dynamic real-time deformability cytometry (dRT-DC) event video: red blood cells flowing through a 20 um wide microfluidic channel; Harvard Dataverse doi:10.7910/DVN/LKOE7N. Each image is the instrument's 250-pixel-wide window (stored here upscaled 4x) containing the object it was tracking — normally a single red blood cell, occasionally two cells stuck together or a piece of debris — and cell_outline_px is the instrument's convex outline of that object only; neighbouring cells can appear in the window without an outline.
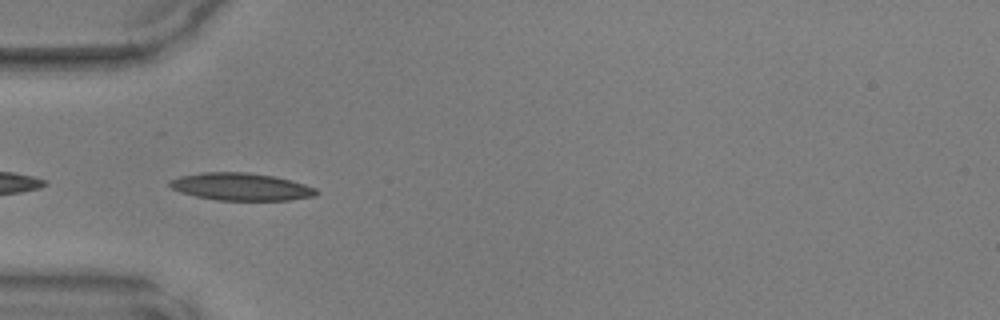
{"species": "common noctule bat (a hibernating species)", "species_latin": "Nyctalus noctula", "temperature_condition": "warm", "stored_images_in_passage": 10, "camera_frame_rate_fps": 3000, "um_per_image_px": 0.085, "animal": {"sex": "male", "body_mass_g": 17.9, "forearm_length_mm": 54.2}, "frame": {"image": 1, "passage_image": 7, "time_ms": 2.0, "image_size_px": [1000, 320], "cell_outline_px": [[320, 192], [316, 196], [288, 200], [216, 200], [196, 196], [180, 192], [172, 188], [168, 184], [168, 180], [180, 176], [204, 172], [248, 172], [272, 176], [292, 180], [316, 188]], "centroid_in_image_um": [20.49, 15.87], "position_along_channel_um": 64.5, "area_um2": 23.52}}